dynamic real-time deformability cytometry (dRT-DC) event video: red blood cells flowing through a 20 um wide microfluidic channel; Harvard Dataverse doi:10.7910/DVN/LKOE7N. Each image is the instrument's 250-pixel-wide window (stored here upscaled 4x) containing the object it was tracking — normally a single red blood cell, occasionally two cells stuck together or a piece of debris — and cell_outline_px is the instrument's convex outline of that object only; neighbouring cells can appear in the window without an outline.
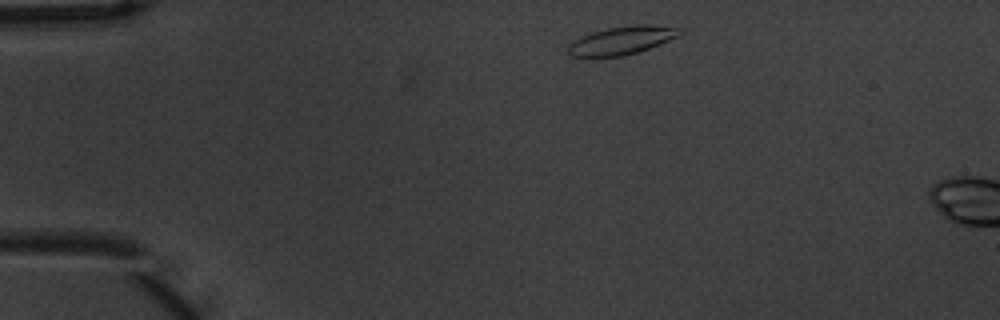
{"species": "common noctule bat (a hibernating species)", "species_latin": "Nyctalus noctula", "temperature_condition": "warm", "stored_images_in_passage": 2, "camera_frame_rate_fps": 3000, "um_per_image_px": 0.085, "animal": {"sex": "male", "body_mass_g": 20.1, "forearm_length_mm": 53.5}, "frame": {"image": 1, "passage_image": 1, "time_ms": 0.0, "image_size_px": [1000, 320], "cell_outline_px": [[684, 32], [680, 36], [648, 48], [624, 56], [592, 60], [572, 56], [568, 52], [568, 44], [572, 40], [592, 32], [608, 28], [636, 24], [644, 24], [680, 28]], "centroid_in_image_um": [52.77, 3.48], "position_along_channel_um": 32.2, "area_um2": 18.9}}